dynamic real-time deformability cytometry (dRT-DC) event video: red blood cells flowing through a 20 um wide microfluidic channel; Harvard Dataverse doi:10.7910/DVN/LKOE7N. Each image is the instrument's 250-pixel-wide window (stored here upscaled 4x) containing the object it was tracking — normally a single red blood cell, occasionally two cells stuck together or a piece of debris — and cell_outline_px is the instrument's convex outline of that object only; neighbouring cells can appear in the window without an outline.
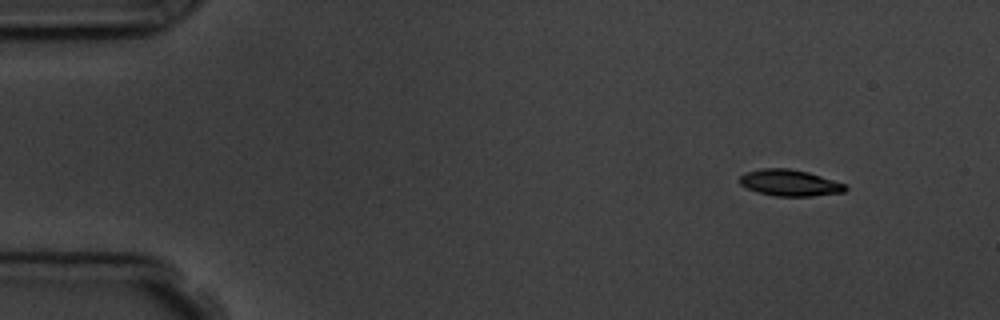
{"species": "common noctule bat (a hibernating species)", "species_latin": "Nyctalus noctula", "temperature_condition": "room temperature", "stored_images_in_passage": 5, "camera_frame_rate_fps": 3000, "um_per_image_px": 0.085, "animal": {"sex": "male", "body_mass_g": 19.5, "forearm_length_mm": 54.6}, "frame": {"image": 1, "passage_image": 1, "time_ms": 0.0, "image_size_px": [1000, 320], "cell_outline_px": [[848, 188], [844, 192], [812, 196], [776, 196], [756, 192], [740, 184], [740, 176], [748, 172], [764, 168], [788, 168], [808, 172], [844, 184]], "centroid_in_image_um": [67.12, 15.55], "position_along_channel_um": 17.9, "area_um2": 16.01}}
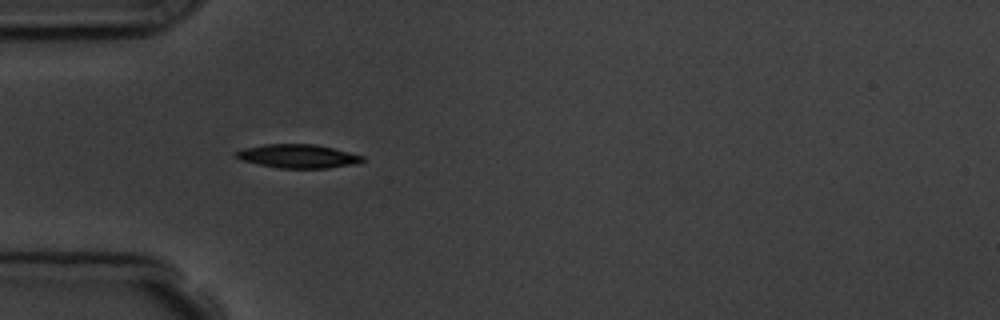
{"frame": {"image": 2, "passage_image": 4, "time_ms": 3.667, "image_size_px": [1000, 320], "cell_outline_px": [[364, 160], [360, 164], [328, 168], [280, 168], [260, 164], [244, 160], [236, 156], [236, 152], [244, 148], [264, 144], [316, 144], [364, 156]], "centroid_in_image_um": [25.4, 13.28], "position_along_channel_um": 59.6, "area_um2": 17.28}}